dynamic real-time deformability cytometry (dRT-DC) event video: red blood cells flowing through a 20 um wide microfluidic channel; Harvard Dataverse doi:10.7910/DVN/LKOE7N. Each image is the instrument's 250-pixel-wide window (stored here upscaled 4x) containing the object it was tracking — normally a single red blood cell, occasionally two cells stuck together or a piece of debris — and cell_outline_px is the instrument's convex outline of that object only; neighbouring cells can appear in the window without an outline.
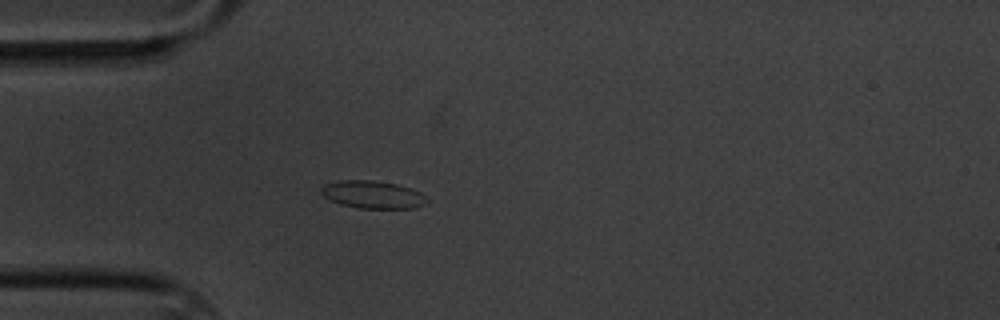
{"species": "common noctule bat (a hibernating species)", "species_latin": "Nyctalus noctula", "temperature_condition": "cold", "stored_images_in_passage": 22, "camera_frame_rate_fps": 3000, "um_per_image_px": 0.085, "animal": {"sex": "male", "body_mass_g": 20.1, "forearm_length_mm": 53.5}, "frame": {"image": 1, "passage_image": 16, "time_ms": 5.0, "image_size_px": [1000, 320], "cell_outline_px": [[428, 200], [424, 204], [416, 208], [360, 208], [340, 204], [324, 196], [320, 192], [320, 188], [324, 184], [340, 180], [372, 180], [396, 184], [420, 192]], "centroid_in_image_um": [31.65, 16.54], "position_along_channel_um": 53.3, "area_um2": 16.88}}